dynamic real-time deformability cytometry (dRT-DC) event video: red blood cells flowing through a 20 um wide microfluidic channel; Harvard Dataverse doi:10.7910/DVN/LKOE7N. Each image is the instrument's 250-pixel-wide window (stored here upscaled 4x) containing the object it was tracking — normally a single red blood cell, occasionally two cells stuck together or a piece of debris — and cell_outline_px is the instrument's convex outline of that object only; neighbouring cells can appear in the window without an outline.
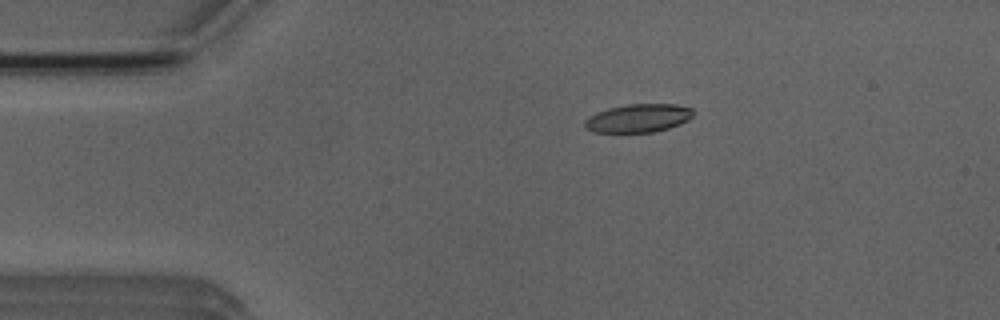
{"species": "Egyptian fruit bat (a non-hibernating species)", "species_latin": "Rousettus aegyptiacus", "temperature_condition": "room temperature", "stored_images_in_passage": 5, "camera_frame_rate_fps": 3000, "um_per_image_px": 0.085, "animal": {"sex": "male"}, "frame": {"image": 1, "passage_image": 2, "time_ms": 2.0, "image_size_px": [1000, 320], "cell_outline_px": [[692, 116], [688, 120], [680, 124], [668, 128], [652, 132], [592, 132], [584, 128], [584, 120], [588, 116], [596, 112], [608, 108], [628, 104], [676, 104], [692, 108]], "centroid_in_image_um": [54.21, 10.04], "position_along_channel_um": 30.8, "area_um2": 17.98}}
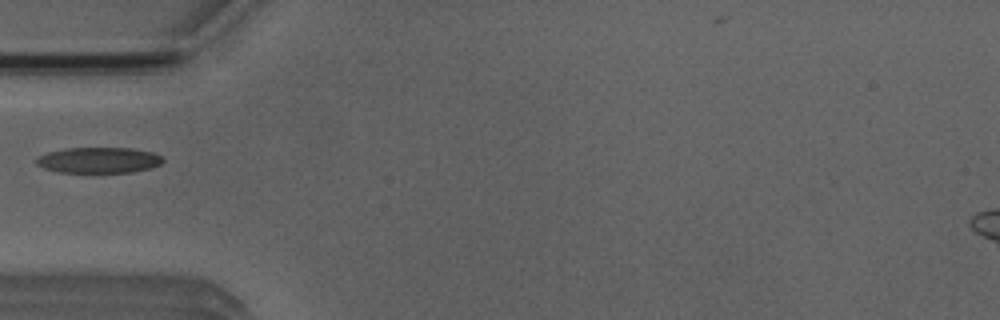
{"frame": {"image": 2, "passage_image": 4, "time_ms": 4.333, "image_size_px": [1000, 320], "cell_outline_px": [[164, 160], [160, 164], [152, 168], [132, 172], [60, 172], [44, 168], [36, 164], [36, 160], [40, 156], [48, 152], [64, 148], [132, 148], [152, 152], [160, 156]], "centroid_in_image_um": [8.41, 13.61], "position_along_channel_um": 76.6, "area_um2": 18.9}}